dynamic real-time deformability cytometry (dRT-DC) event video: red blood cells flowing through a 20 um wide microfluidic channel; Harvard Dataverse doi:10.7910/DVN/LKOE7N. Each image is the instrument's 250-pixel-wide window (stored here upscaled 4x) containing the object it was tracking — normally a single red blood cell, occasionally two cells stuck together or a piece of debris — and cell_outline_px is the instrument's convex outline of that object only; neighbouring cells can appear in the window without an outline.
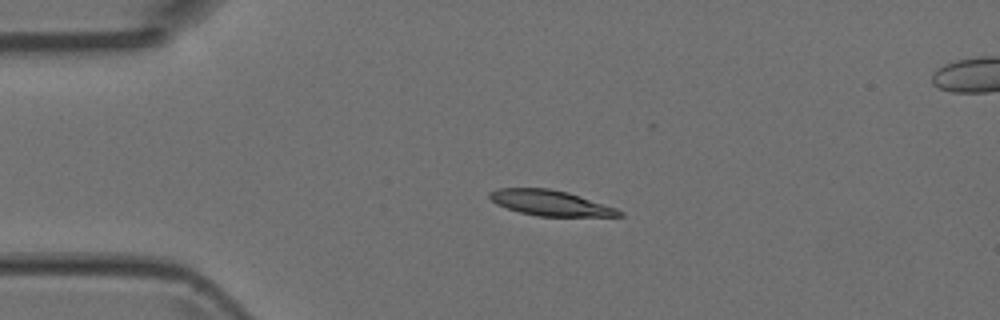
{"species": "Egyptian fruit bat (a non-hibernating species)", "species_latin": "Rousettus aegyptiacus", "temperature_condition": "room temperature", "stored_images_in_passage": 6, "camera_frame_rate_fps": 3000, "um_per_image_px": 0.085, "animal": {"sex": "female"}, "frame": {"image": 1, "passage_image": 4, "time_ms": 1.0, "image_size_px": [1000, 320], "cell_outline_px": [[624, 216], [536, 216], [520, 212], [496, 204], [488, 196], [488, 192], [496, 188], [548, 188], [568, 192], [616, 208], [624, 212]], "centroid_in_image_um": [46.76, 17.24], "position_along_channel_um": 38.2, "area_um2": 19.13}}
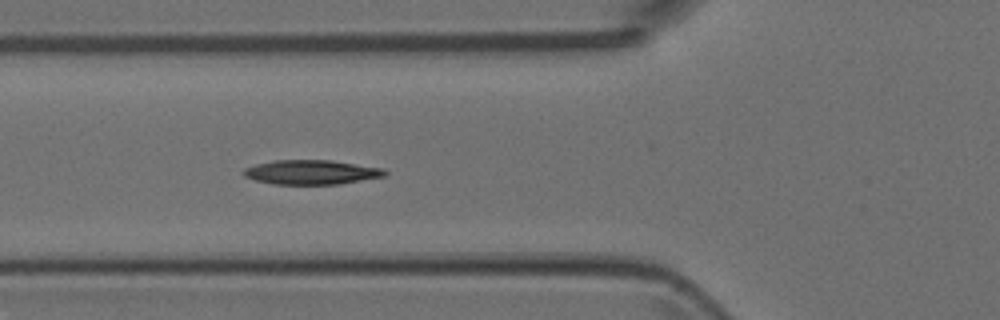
{"frame": {"image": 2, "passage_image": 6, "time_ms": 1.667, "image_size_px": [1000, 320], "cell_outline_px": [[388, 172], [384, 176], [340, 184], [272, 184], [256, 180], [244, 176], [240, 172], [244, 168], [256, 164], [276, 160], [332, 160], [384, 168]], "centroid_in_image_um": [26.46, 14.63], "position_along_channel_um": 99.3, "area_um2": 20.17}}